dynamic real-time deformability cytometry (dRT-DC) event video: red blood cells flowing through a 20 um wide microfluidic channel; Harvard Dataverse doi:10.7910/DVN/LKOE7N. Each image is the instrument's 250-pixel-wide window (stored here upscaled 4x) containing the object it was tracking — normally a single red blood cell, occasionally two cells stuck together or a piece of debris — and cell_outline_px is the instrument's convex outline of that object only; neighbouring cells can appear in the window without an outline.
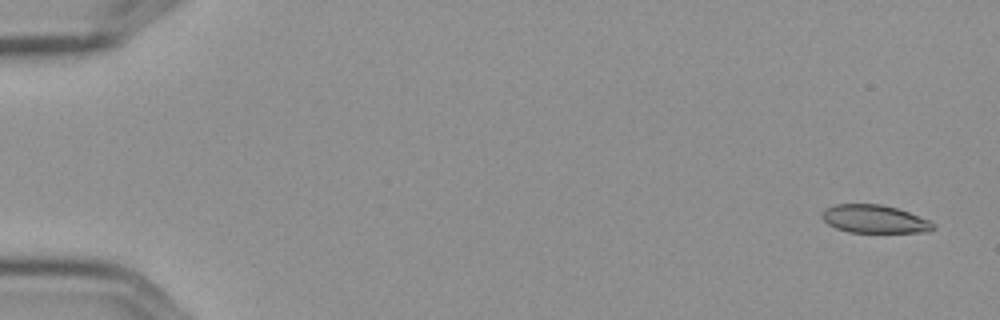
{"species": "Egyptian fruit bat (a non-hibernating species)", "species_latin": "Rousettus aegyptiacus", "temperature_condition": "cold", "stored_images_in_passage": 5, "camera_frame_rate_fps": 3000, "um_per_image_px": 0.085, "frame": {"image": 1, "passage_image": 1, "time_ms": 0.0, "image_size_px": [1000, 320], "cell_outline_px": [[936, 228], [928, 232], [848, 232], [836, 228], [828, 224], [820, 216], [828, 208], [836, 204], [880, 204], [896, 208], [932, 220], [936, 224]], "centroid_in_image_um": [74.4, 18.63], "position_along_channel_um": 10.6, "area_um2": 18.21}}